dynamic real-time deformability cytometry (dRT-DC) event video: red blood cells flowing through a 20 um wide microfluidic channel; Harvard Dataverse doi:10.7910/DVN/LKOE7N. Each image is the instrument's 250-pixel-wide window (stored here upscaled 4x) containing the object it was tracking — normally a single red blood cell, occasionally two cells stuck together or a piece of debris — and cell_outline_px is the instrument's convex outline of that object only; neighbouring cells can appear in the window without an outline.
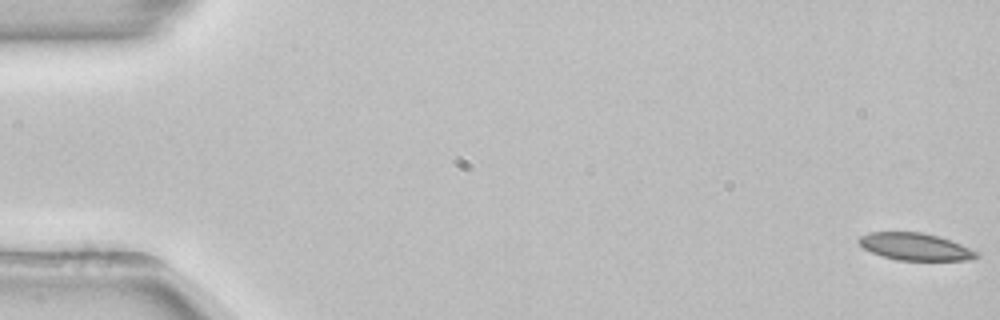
{"species": "common noctule bat (a hibernating species)", "species_latin": "Nyctalus noctula", "temperature_condition": "room temperature", "stored_images_in_passage": 54, "camera_frame_rate_fps": 3000, "um_per_image_px": 0.085, "animal": {"sex": "female", "body_mass_g": 22.7, "forearm_length_mm": 54.2}, "frame": {"image": 1, "passage_image": 1, "time_ms": 0.0, "image_size_px": [1000, 320], "cell_outline_px": [[980, 256], [972, 260], [896, 260], [872, 252], [864, 248], [856, 240], [860, 236], [868, 232], [920, 232], [940, 236], [980, 252]], "centroid_in_image_um": [77.82, 20.96], "position_along_channel_um": 7.2, "area_um2": 18.73}}
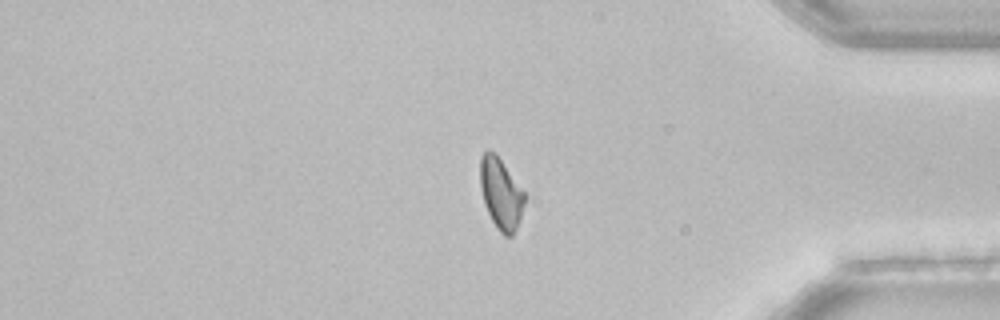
{"frame": {"image": 2, "passage_image": 45, "time_ms": 14.667, "image_size_px": [1000, 320], "cell_outline_px": [[528, 196], [520, 220], [512, 236], [504, 236], [496, 228], [488, 212], [480, 188], [480, 156], [488, 148], [496, 152]], "centroid_in_image_um": [42.6, 16.42], "position_along_channel_um": 392.6, "area_um2": 18.84}}
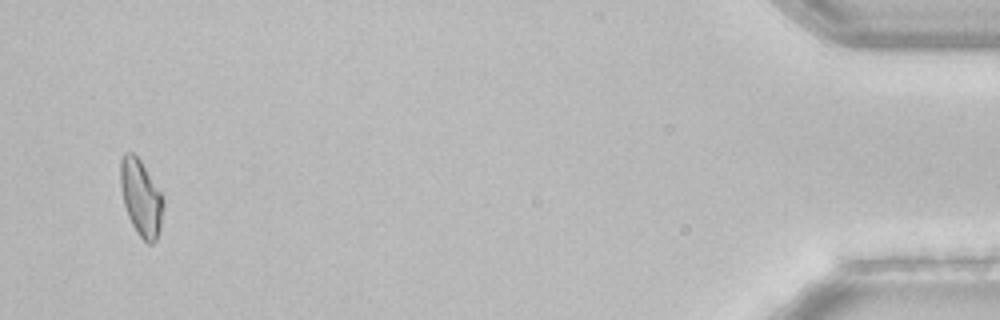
{"frame": {"image": 3, "passage_image": 52, "time_ms": 17.0, "image_size_px": [1000, 320], "cell_outline_px": [[164, 204], [160, 232], [156, 240], [152, 244], [148, 244], [136, 232], [128, 216], [124, 204], [120, 188], [120, 160], [124, 152], [132, 152], [140, 160], [164, 196]], "centroid_in_image_um": [12.0, 16.82], "position_along_channel_um": 423.2, "area_um2": 19.31}, "authors_computed_cell_mechanics": {"area_um2": 19.4497, "velocity_mm_per_s": 3.8636, "shape_relaxation_time_tau1_ms": 7.7911, "shape_relaxation_time_tau2_ms": null, "deformation_change_tau1": 0.1703, "deformation_change_tau2": null}}